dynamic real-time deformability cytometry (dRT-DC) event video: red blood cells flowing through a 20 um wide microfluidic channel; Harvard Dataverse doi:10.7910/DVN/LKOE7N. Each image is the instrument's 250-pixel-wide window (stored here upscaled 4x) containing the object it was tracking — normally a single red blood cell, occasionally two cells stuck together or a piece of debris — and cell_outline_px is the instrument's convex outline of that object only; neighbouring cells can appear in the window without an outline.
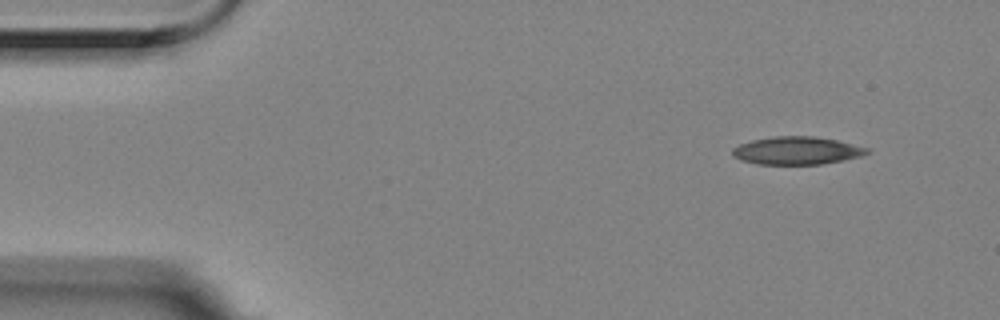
{"species": "Egyptian fruit bat (a non-hibernating species)", "species_latin": "Rousettus aegyptiacus", "temperature_condition": "room temperature", "stored_images_in_passage": 3, "camera_frame_rate_fps": 3000, "um_per_image_px": 0.085, "animal": {"sex": "female"}, "frame": {"image": 1, "passage_image": 1, "time_ms": 0.0, "image_size_px": [1000, 320], "cell_outline_px": [[868, 152], [860, 156], [844, 160], [820, 164], [756, 164], [740, 160], [732, 156], [732, 148], [740, 144], [752, 140], [776, 136], [812, 136], [836, 140], [868, 148]], "centroid_in_image_um": [67.68, 12.8], "position_along_channel_um": 17.3, "area_um2": 21.68}}